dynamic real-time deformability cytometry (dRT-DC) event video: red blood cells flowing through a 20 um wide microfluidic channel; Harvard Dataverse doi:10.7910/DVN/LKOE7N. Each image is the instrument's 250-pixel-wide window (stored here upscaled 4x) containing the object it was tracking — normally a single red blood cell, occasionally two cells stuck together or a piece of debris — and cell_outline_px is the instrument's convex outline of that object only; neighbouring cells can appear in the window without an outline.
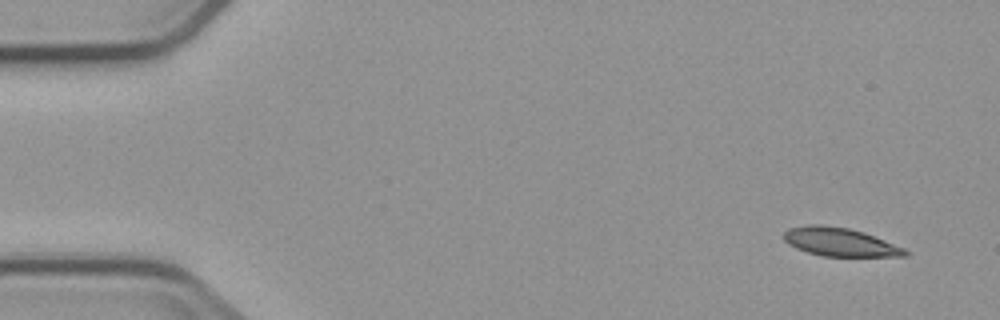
{"species": "common noctule bat (a hibernating species)", "species_latin": "Nyctalus noctula", "temperature_condition": "cold", "stored_images_in_passage": 4, "camera_frame_rate_fps": 3000, "um_per_image_px": 0.085, "animal": {"sex": "male", "body_mass_g": 23.1, "forearm_length_mm": 52.7}, "frame": {"image": 1, "passage_image": 1, "time_ms": 0.0, "image_size_px": [1000, 320], "cell_outline_px": [[908, 256], [820, 256], [796, 248], [788, 244], [784, 240], [784, 232], [788, 228], [808, 224], [820, 224], [848, 228], [864, 232], [904, 248], [908, 252]], "centroid_in_image_um": [71.36, 20.56], "position_along_channel_um": 13.6, "area_um2": 20.06}}
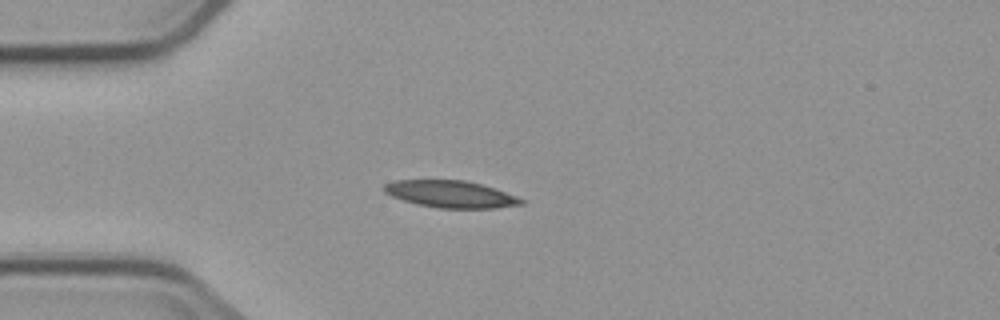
{"frame": {"image": 2, "passage_image": 4, "time_ms": 3.667, "image_size_px": [1000, 320], "cell_outline_px": [[524, 204], [496, 208], [436, 208], [416, 204], [392, 196], [384, 192], [384, 184], [396, 180], [464, 180], [480, 184], [516, 196], [524, 200]], "centroid_in_image_um": [38.29, 16.51], "position_along_channel_um": 46.7, "area_um2": 21.39}}